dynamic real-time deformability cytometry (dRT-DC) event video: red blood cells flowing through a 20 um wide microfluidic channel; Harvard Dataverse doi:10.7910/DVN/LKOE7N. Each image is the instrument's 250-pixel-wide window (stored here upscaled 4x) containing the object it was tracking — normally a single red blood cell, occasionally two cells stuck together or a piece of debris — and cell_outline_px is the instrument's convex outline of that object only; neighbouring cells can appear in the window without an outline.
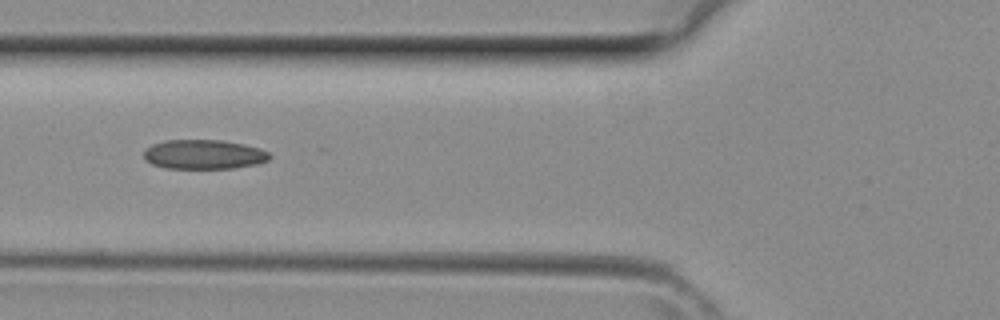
{"species": "common noctule bat (a hibernating species)", "species_latin": "Nyctalus noctula", "temperature_condition": "room temperature", "stored_images_in_passage": 4, "camera_frame_rate_fps": 3000, "um_per_image_px": 0.085, "animal": {"sex": "female", "body_mass_g": 29.2, "forearm_length_mm": 56.3}, "frame": {"image": 1, "passage_image": 3, "time_ms": 0.667, "image_size_px": [1000, 320], "cell_outline_px": [[272, 156], [268, 160], [256, 164], [232, 168], [164, 168], [152, 164], [144, 160], [144, 148], [152, 144], [164, 140], [220, 140], [244, 144], [260, 148], [268, 152]], "centroid_in_image_um": [17.29, 13.12], "position_along_channel_um": 108.5, "area_um2": 21.68}}
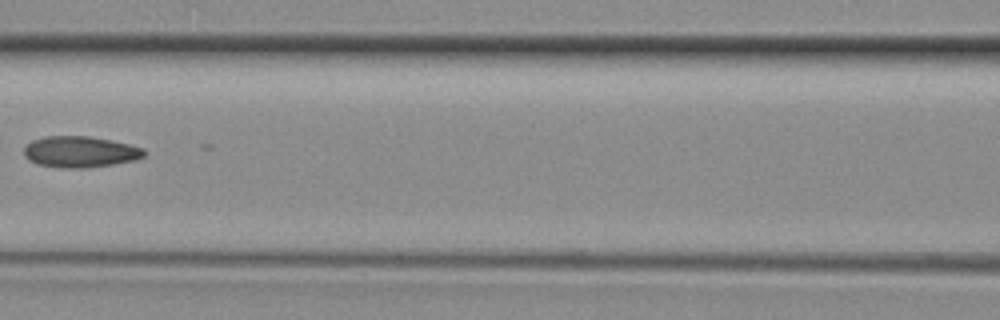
{"frame": {"image": 2, "passage_image": 4, "time_ms": 1.0, "image_size_px": [1000, 320], "cell_outline_px": [[144, 156], [136, 160], [112, 164], [84, 168], [68, 168], [36, 164], [28, 160], [24, 156], [24, 148], [32, 140], [44, 136], [88, 136], [112, 140], [144, 148]], "centroid_in_image_um": [6.79, 12.9], "position_along_channel_um": 159.8, "area_um2": 21.79}}